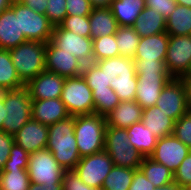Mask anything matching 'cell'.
<instances>
[{"mask_svg":"<svg viewBox=\"0 0 191 190\" xmlns=\"http://www.w3.org/2000/svg\"><path fill=\"white\" fill-rule=\"evenodd\" d=\"M66 171L74 170L81 159L74 134V116L48 126L46 147Z\"/></svg>","mask_w":191,"mask_h":190,"instance_id":"obj_1","label":"cell"},{"mask_svg":"<svg viewBox=\"0 0 191 190\" xmlns=\"http://www.w3.org/2000/svg\"><path fill=\"white\" fill-rule=\"evenodd\" d=\"M94 63L104 71L120 101L135 100L138 79L132 58L118 56Z\"/></svg>","mask_w":191,"mask_h":190,"instance_id":"obj_2","label":"cell"},{"mask_svg":"<svg viewBox=\"0 0 191 190\" xmlns=\"http://www.w3.org/2000/svg\"><path fill=\"white\" fill-rule=\"evenodd\" d=\"M106 117L99 114L74 116V134L80 157L104 150Z\"/></svg>","mask_w":191,"mask_h":190,"instance_id":"obj_3","label":"cell"},{"mask_svg":"<svg viewBox=\"0 0 191 190\" xmlns=\"http://www.w3.org/2000/svg\"><path fill=\"white\" fill-rule=\"evenodd\" d=\"M47 43L27 41L9 50L20 80L26 85L45 71Z\"/></svg>","mask_w":191,"mask_h":190,"instance_id":"obj_4","label":"cell"},{"mask_svg":"<svg viewBox=\"0 0 191 190\" xmlns=\"http://www.w3.org/2000/svg\"><path fill=\"white\" fill-rule=\"evenodd\" d=\"M5 106L2 131L14 135L32 118V99L26 87L3 90L0 94Z\"/></svg>","mask_w":191,"mask_h":190,"instance_id":"obj_5","label":"cell"},{"mask_svg":"<svg viewBox=\"0 0 191 190\" xmlns=\"http://www.w3.org/2000/svg\"><path fill=\"white\" fill-rule=\"evenodd\" d=\"M104 150L109 154L114 166L139 169L143 155L130 145L124 128L106 126Z\"/></svg>","mask_w":191,"mask_h":190,"instance_id":"obj_6","label":"cell"},{"mask_svg":"<svg viewBox=\"0 0 191 190\" xmlns=\"http://www.w3.org/2000/svg\"><path fill=\"white\" fill-rule=\"evenodd\" d=\"M61 101L65 104L70 116L94 113L92 90L82 75L65 79Z\"/></svg>","mask_w":191,"mask_h":190,"instance_id":"obj_7","label":"cell"},{"mask_svg":"<svg viewBox=\"0 0 191 190\" xmlns=\"http://www.w3.org/2000/svg\"><path fill=\"white\" fill-rule=\"evenodd\" d=\"M30 182L35 184H62L64 170L47 149L30 153L28 164Z\"/></svg>","mask_w":191,"mask_h":190,"instance_id":"obj_8","label":"cell"},{"mask_svg":"<svg viewBox=\"0 0 191 190\" xmlns=\"http://www.w3.org/2000/svg\"><path fill=\"white\" fill-rule=\"evenodd\" d=\"M114 167L109 154L101 152L81 157L74 171L88 186L101 190L105 178Z\"/></svg>","mask_w":191,"mask_h":190,"instance_id":"obj_9","label":"cell"},{"mask_svg":"<svg viewBox=\"0 0 191 190\" xmlns=\"http://www.w3.org/2000/svg\"><path fill=\"white\" fill-rule=\"evenodd\" d=\"M50 41L57 48L78 58L83 65L93 63V39L91 37H81L58 25L53 27Z\"/></svg>","mask_w":191,"mask_h":190,"instance_id":"obj_10","label":"cell"},{"mask_svg":"<svg viewBox=\"0 0 191 190\" xmlns=\"http://www.w3.org/2000/svg\"><path fill=\"white\" fill-rule=\"evenodd\" d=\"M165 64L172 78L185 76L191 65V35L169 36Z\"/></svg>","mask_w":191,"mask_h":190,"instance_id":"obj_11","label":"cell"},{"mask_svg":"<svg viewBox=\"0 0 191 190\" xmlns=\"http://www.w3.org/2000/svg\"><path fill=\"white\" fill-rule=\"evenodd\" d=\"M20 32L27 41L47 43L51 40L53 25L46 15L40 14L19 1Z\"/></svg>","mask_w":191,"mask_h":190,"instance_id":"obj_12","label":"cell"},{"mask_svg":"<svg viewBox=\"0 0 191 190\" xmlns=\"http://www.w3.org/2000/svg\"><path fill=\"white\" fill-rule=\"evenodd\" d=\"M155 106L159 107L174 121L187 114L186 89L182 79L172 78L168 81L163 87Z\"/></svg>","mask_w":191,"mask_h":190,"instance_id":"obj_13","label":"cell"},{"mask_svg":"<svg viewBox=\"0 0 191 190\" xmlns=\"http://www.w3.org/2000/svg\"><path fill=\"white\" fill-rule=\"evenodd\" d=\"M190 151L189 147L172 134L159 138L149 157L174 173Z\"/></svg>","mask_w":191,"mask_h":190,"instance_id":"obj_14","label":"cell"},{"mask_svg":"<svg viewBox=\"0 0 191 190\" xmlns=\"http://www.w3.org/2000/svg\"><path fill=\"white\" fill-rule=\"evenodd\" d=\"M138 84L135 101L143 108L155 106L163 87L172 79L168 72L136 73Z\"/></svg>","mask_w":191,"mask_h":190,"instance_id":"obj_15","label":"cell"},{"mask_svg":"<svg viewBox=\"0 0 191 190\" xmlns=\"http://www.w3.org/2000/svg\"><path fill=\"white\" fill-rule=\"evenodd\" d=\"M84 65L81 61L64 52L63 49L57 48L51 41L47 42L45 69L56 73L62 77H77L82 74Z\"/></svg>","mask_w":191,"mask_h":190,"instance_id":"obj_16","label":"cell"},{"mask_svg":"<svg viewBox=\"0 0 191 190\" xmlns=\"http://www.w3.org/2000/svg\"><path fill=\"white\" fill-rule=\"evenodd\" d=\"M27 42L19 24V0L0 13V49L10 50Z\"/></svg>","mask_w":191,"mask_h":190,"instance_id":"obj_17","label":"cell"},{"mask_svg":"<svg viewBox=\"0 0 191 190\" xmlns=\"http://www.w3.org/2000/svg\"><path fill=\"white\" fill-rule=\"evenodd\" d=\"M65 79V77L45 70L30 80L25 87L32 100L61 98Z\"/></svg>","mask_w":191,"mask_h":190,"instance_id":"obj_18","label":"cell"},{"mask_svg":"<svg viewBox=\"0 0 191 190\" xmlns=\"http://www.w3.org/2000/svg\"><path fill=\"white\" fill-rule=\"evenodd\" d=\"M14 142L29 154L47 147L48 126L30 119L17 133Z\"/></svg>","mask_w":191,"mask_h":190,"instance_id":"obj_19","label":"cell"},{"mask_svg":"<svg viewBox=\"0 0 191 190\" xmlns=\"http://www.w3.org/2000/svg\"><path fill=\"white\" fill-rule=\"evenodd\" d=\"M32 119L47 126L70 116L61 98L32 100Z\"/></svg>","mask_w":191,"mask_h":190,"instance_id":"obj_20","label":"cell"},{"mask_svg":"<svg viewBox=\"0 0 191 190\" xmlns=\"http://www.w3.org/2000/svg\"><path fill=\"white\" fill-rule=\"evenodd\" d=\"M168 43L169 35L166 32L142 37L139 40L133 60L165 61Z\"/></svg>","mask_w":191,"mask_h":190,"instance_id":"obj_21","label":"cell"},{"mask_svg":"<svg viewBox=\"0 0 191 190\" xmlns=\"http://www.w3.org/2000/svg\"><path fill=\"white\" fill-rule=\"evenodd\" d=\"M143 108L135 101H121L106 117L107 126L128 128L140 122Z\"/></svg>","mask_w":191,"mask_h":190,"instance_id":"obj_22","label":"cell"},{"mask_svg":"<svg viewBox=\"0 0 191 190\" xmlns=\"http://www.w3.org/2000/svg\"><path fill=\"white\" fill-rule=\"evenodd\" d=\"M141 122L158 139L173 134L175 121L161 111L159 107L152 106L143 109Z\"/></svg>","mask_w":191,"mask_h":190,"instance_id":"obj_23","label":"cell"},{"mask_svg":"<svg viewBox=\"0 0 191 190\" xmlns=\"http://www.w3.org/2000/svg\"><path fill=\"white\" fill-rule=\"evenodd\" d=\"M89 17L91 38L114 35L118 23L110 8L92 9Z\"/></svg>","mask_w":191,"mask_h":190,"instance_id":"obj_24","label":"cell"},{"mask_svg":"<svg viewBox=\"0 0 191 190\" xmlns=\"http://www.w3.org/2000/svg\"><path fill=\"white\" fill-rule=\"evenodd\" d=\"M132 27L140 38L152 36L166 32V19L154 9L145 7Z\"/></svg>","mask_w":191,"mask_h":190,"instance_id":"obj_25","label":"cell"},{"mask_svg":"<svg viewBox=\"0 0 191 190\" xmlns=\"http://www.w3.org/2000/svg\"><path fill=\"white\" fill-rule=\"evenodd\" d=\"M126 130L130 145L138 150L143 157H149L154 152L158 138L141 121L134 123Z\"/></svg>","mask_w":191,"mask_h":190,"instance_id":"obj_26","label":"cell"},{"mask_svg":"<svg viewBox=\"0 0 191 190\" xmlns=\"http://www.w3.org/2000/svg\"><path fill=\"white\" fill-rule=\"evenodd\" d=\"M145 7V0H113L110 9L118 26L129 27L133 26Z\"/></svg>","mask_w":191,"mask_h":190,"instance_id":"obj_27","label":"cell"},{"mask_svg":"<svg viewBox=\"0 0 191 190\" xmlns=\"http://www.w3.org/2000/svg\"><path fill=\"white\" fill-rule=\"evenodd\" d=\"M166 33L169 36L191 35V8L177 4L166 19Z\"/></svg>","mask_w":191,"mask_h":190,"instance_id":"obj_28","label":"cell"},{"mask_svg":"<svg viewBox=\"0 0 191 190\" xmlns=\"http://www.w3.org/2000/svg\"><path fill=\"white\" fill-rule=\"evenodd\" d=\"M25 87L13 65L9 50L0 49V89L16 90Z\"/></svg>","mask_w":191,"mask_h":190,"instance_id":"obj_29","label":"cell"},{"mask_svg":"<svg viewBox=\"0 0 191 190\" xmlns=\"http://www.w3.org/2000/svg\"><path fill=\"white\" fill-rule=\"evenodd\" d=\"M140 169L154 187H160L174 182L173 172L150 157L143 158Z\"/></svg>","mask_w":191,"mask_h":190,"instance_id":"obj_30","label":"cell"},{"mask_svg":"<svg viewBox=\"0 0 191 190\" xmlns=\"http://www.w3.org/2000/svg\"><path fill=\"white\" fill-rule=\"evenodd\" d=\"M29 185L27 169L3 168L0 171V190H28Z\"/></svg>","mask_w":191,"mask_h":190,"instance_id":"obj_31","label":"cell"},{"mask_svg":"<svg viewBox=\"0 0 191 190\" xmlns=\"http://www.w3.org/2000/svg\"><path fill=\"white\" fill-rule=\"evenodd\" d=\"M119 56L134 58L140 36L132 26H118L115 33Z\"/></svg>","mask_w":191,"mask_h":190,"instance_id":"obj_32","label":"cell"},{"mask_svg":"<svg viewBox=\"0 0 191 190\" xmlns=\"http://www.w3.org/2000/svg\"><path fill=\"white\" fill-rule=\"evenodd\" d=\"M136 169L114 166L104 180L101 190H128Z\"/></svg>","mask_w":191,"mask_h":190,"instance_id":"obj_33","label":"cell"},{"mask_svg":"<svg viewBox=\"0 0 191 190\" xmlns=\"http://www.w3.org/2000/svg\"><path fill=\"white\" fill-rule=\"evenodd\" d=\"M92 97L94 113L102 116H106L121 102L111 87L92 91Z\"/></svg>","mask_w":191,"mask_h":190,"instance_id":"obj_34","label":"cell"},{"mask_svg":"<svg viewBox=\"0 0 191 190\" xmlns=\"http://www.w3.org/2000/svg\"><path fill=\"white\" fill-rule=\"evenodd\" d=\"M118 56L115 34L93 39V63Z\"/></svg>","mask_w":191,"mask_h":190,"instance_id":"obj_35","label":"cell"},{"mask_svg":"<svg viewBox=\"0 0 191 190\" xmlns=\"http://www.w3.org/2000/svg\"><path fill=\"white\" fill-rule=\"evenodd\" d=\"M81 75L92 91L110 87V82H108L104 71H102L95 63L84 65Z\"/></svg>","mask_w":191,"mask_h":190,"instance_id":"obj_36","label":"cell"},{"mask_svg":"<svg viewBox=\"0 0 191 190\" xmlns=\"http://www.w3.org/2000/svg\"><path fill=\"white\" fill-rule=\"evenodd\" d=\"M62 29L71 31L81 37H91L90 22L88 16L67 15L59 24Z\"/></svg>","mask_w":191,"mask_h":190,"instance_id":"obj_37","label":"cell"},{"mask_svg":"<svg viewBox=\"0 0 191 190\" xmlns=\"http://www.w3.org/2000/svg\"><path fill=\"white\" fill-rule=\"evenodd\" d=\"M173 175L174 182L182 190H189L191 188V151L180 163Z\"/></svg>","mask_w":191,"mask_h":190,"instance_id":"obj_38","label":"cell"},{"mask_svg":"<svg viewBox=\"0 0 191 190\" xmlns=\"http://www.w3.org/2000/svg\"><path fill=\"white\" fill-rule=\"evenodd\" d=\"M45 15L53 26H58L67 16L66 0H48Z\"/></svg>","mask_w":191,"mask_h":190,"instance_id":"obj_39","label":"cell"},{"mask_svg":"<svg viewBox=\"0 0 191 190\" xmlns=\"http://www.w3.org/2000/svg\"><path fill=\"white\" fill-rule=\"evenodd\" d=\"M173 135L191 149V114L189 112L175 121Z\"/></svg>","mask_w":191,"mask_h":190,"instance_id":"obj_40","label":"cell"},{"mask_svg":"<svg viewBox=\"0 0 191 190\" xmlns=\"http://www.w3.org/2000/svg\"><path fill=\"white\" fill-rule=\"evenodd\" d=\"M29 157L30 154L14 142L4 168L27 169L29 164Z\"/></svg>","mask_w":191,"mask_h":190,"instance_id":"obj_41","label":"cell"},{"mask_svg":"<svg viewBox=\"0 0 191 190\" xmlns=\"http://www.w3.org/2000/svg\"><path fill=\"white\" fill-rule=\"evenodd\" d=\"M62 186L63 190H98L86 185L74 170L63 173Z\"/></svg>","mask_w":191,"mask_h":190,"instance_id":"obj_42","label":"cell"},{"mask_svg":"<svg viewBox=\"0 0 191 190\" xmlns=\"http://www.w3.org/2000/svg\"><path fill=\"white\" fill-rule=\"evenodd\" d=\"M67 15L89 16L92 11L90 0H66Z\"/></svg>","mask_w":191,"mask_h":190,"instance_id":"obj_43","label":"cell"},{"mask_svg":"<svg viewBox=\"0 0 191 190\" xmlns=\"http://www.w3.org/2000/svg\"><path fill=\"white\" fill-rule=\"evenodd\" d=\"M177 3L175 0H145V6L154 9L165 19L174 11Z\"/></svg>","mask_w":191,"mask_h":190,"instance_id":"obj_44","label":"cell"},{"mask_svg":"<svg viewBox=\"0 0 191 190\" xmlns=\"http://www.w3.org/2000/svg\"><path fill=\"white\" fill-rule=\"evenodd\" d=\"M136 73L168 72L165 61L134 60Z\"/></svg>","mask_w":191,"mask_h":190,"instance_id":"obj_45","label":"cell"},{"mask_svg":"<svg viewBox=\"0 0 191 190\" xmlns=\"http://www.w3.org/2000/svg\"><path fill=\"white\" fill-rule=\"evenodd\" d=\"M13 144L14 135L0 131V171H2L8 160Z\"/></svg>","mask_w":191,"mask_h":190,"instance_id":"obj_46","label":"cell"},{"mask_svg":"<svg viewBox=\"0 0 191 190\" xmlns=\"http://www.w3.org/2000/svg\"><path fill=\"white\" fill-rule=\"evenodd\" d=\"M128 190H161V186L154 187V185L146 178L143 171L139 168L135 170L133 181Z\"/></svg>","mask_w":191,"mask_h":190,"instance_id":"obj_47","label":"cell"},{"mask_svg":"<svg viewBox=\"0 0 191 190\" xmlns=\"http://www.w3.org/2000/svg\"><path fill=\"white\" fill-rule=\"evenodd\" d=\"M22 4L28 6L30 9L45 15L48 0H19Z\"/></svg>","mask_w":191,"mask_h":190,"instance_id":"obj_48","label":"cell"},{"mask_svg":"<svg viewBox=\"0 0 191 190\" xmlns=\"http://www.w3.org/2000/svg\"><path fill=\"white\" fill-rule=\"evenodd\" d=\"M28 190H63L62 184H35L30 182Z\"/></svg>","mask_w":191,"mask_h":190,"instance_id":"obj_49","label":"cell"},{"mask_svg":"<svg viewBox=\"0 0 191 190\" xmlns=\"http://www.w3.org/2000/svg\"><path fill=\"white\" fill-rule=\"evenodd\" d=\"M113 0H90L91 6L95 8H110Z\"/></svg>","mask_w":191,"mask_h":190,"instance_id":"obj_50","label":"cell"},{"mask_svg":"<svg viewBox=\"0 0 191 190\" xmlns=\"http://www.w3.org/2000/svg\"><path fill=\"white\" fill-rule=\"evenodd\" d=\"M182 81L186 89L187 109L191 110V79H182Z\"/></svg>","mask_w":191,"mask_h":190,"instance_id":"obj_51","label":"cell"},{"mask_svg":"<svg viewBox=\"0 0 191 190\" xmlns=\"http://www.w3.org/2000/svg\"><path fill=\"white\" fill-rule=\"evenodd\" d=\"M5 106L3 97L0 95V131H2L3 120L5 119Z\"/></svg>","mask_w":191,"mask_h":190,"instance_id":"obj_52","label":"cell"},{"mask_svg":"<svg viewBox=\"0 0 191 190\" xmlns=\"http://www.w3.org/2000/svg\"><path fill=\"white\" fill-rule=\"evenodd\" d=\"M161 190H182L175 182L161 186Z\"/></svg>","mask_w":191,"mask_h":190,"instance_id":"obj_53","label":"cell"},{"mask_svg":"<svg viewBox=\"0 0 191 190\" xmlns=\"http://www.w3.org/2000/svg\"><path fill=\"white\" fill-rule=\"evenodd\" d=\"M13 0H0V13L10 8Z\"/></svg>","mask_w":191,"mask_h":190,"instance_id":"obj_54","label":"cell"},{"mask_svg":"<svg viewBox=\"0 0 191 190\" xmlns=\"http://www.w3.org/2000/svg\"><path fill=\"white\" fill-rule=\"evenodd\" d=\"M177 4L191 8V0H175Z\"/></svg>","mask_w":191,"mask_h":190,"instance_id":"obj_55","label":"cell"},{"mask_svg":"<svg viewBox=\"0 0 191 190\" xmlns=\"http://www.w3.org/2000/svg\"><path fill=\"white\" fill-rule=\"evenodd\" d=\"M181 79H191V65L185 76Z\"/></svg>","mask_w":191,"mask_h":190,"instance_id":"obj_56","label":"cell"}]
</instances>
